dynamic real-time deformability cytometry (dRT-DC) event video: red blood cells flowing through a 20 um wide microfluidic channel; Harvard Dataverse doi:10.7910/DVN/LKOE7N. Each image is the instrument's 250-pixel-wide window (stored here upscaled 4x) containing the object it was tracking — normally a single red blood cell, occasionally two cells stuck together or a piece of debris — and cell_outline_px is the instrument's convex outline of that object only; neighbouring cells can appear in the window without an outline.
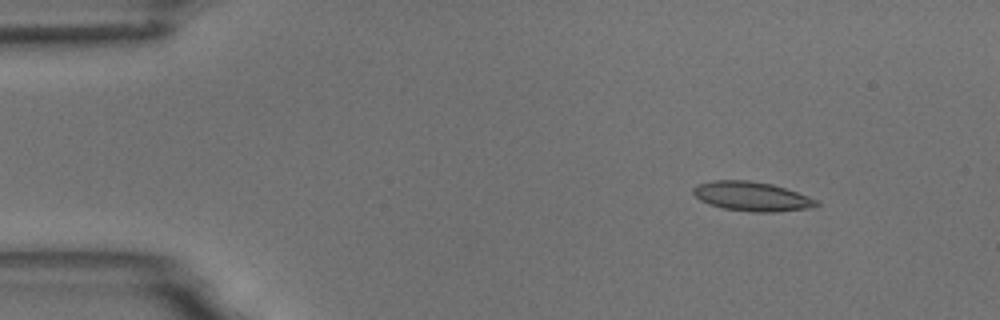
{"species": "common noctule bat (a hibernating species)", "species_latin": "Nyctalus noctula", "temperature_condition": "room temperature", "stored_images_in_passage": 6, "camera_frame_rate_fps": 3000, "um_per_image_px": 0.085, "animal": {"sex": "male", "body_mass_g": 18.8}, "frame": {"image": 1, "passage_image": 2, "time_ms": 1.0, "image_size_px": [1000, 320], "cell_outline_px": [[820, 204], [808, 208], [772, 212], [752, 212], [724, 208], [708, 204], [700, 200], [692, 192], [692, 188], [696, 184], [712, 180], [748, 180], [772, 184], [820, 200]], "centroid_in_image_um": [63.87, 16.68], "position_along_channel_um": 21.1, "area_um2": 21.04}}
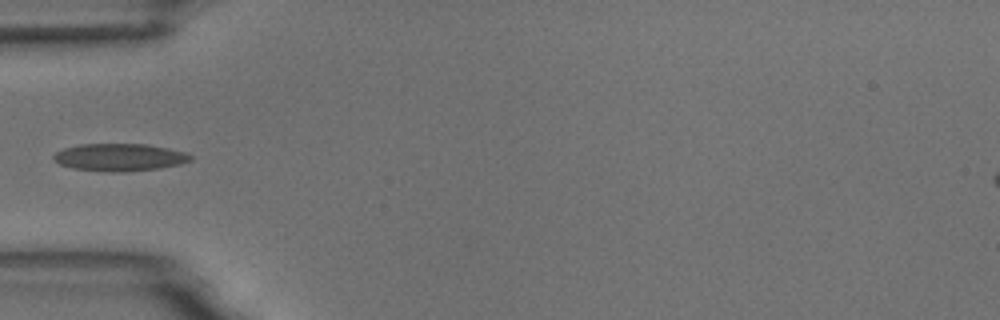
{"frame": {"image": 2, "passage_image": 5, "time_ms": 4.667, "image_size_px": [1000, 320], "cell_outline_px": [[192, 160], [180, 164], [160, 168], [124, 172], [112, 172], [72, 168], [60, 164], [52, 160], [52, 156], [56, 152], [64, 148], [80, 144], [148, 144], [184, 152], [192, 156]], "centroid_in_image_um": [10.14, 13.37], "position_along_channel_um": 74.9, "area_um2": 21.91}}
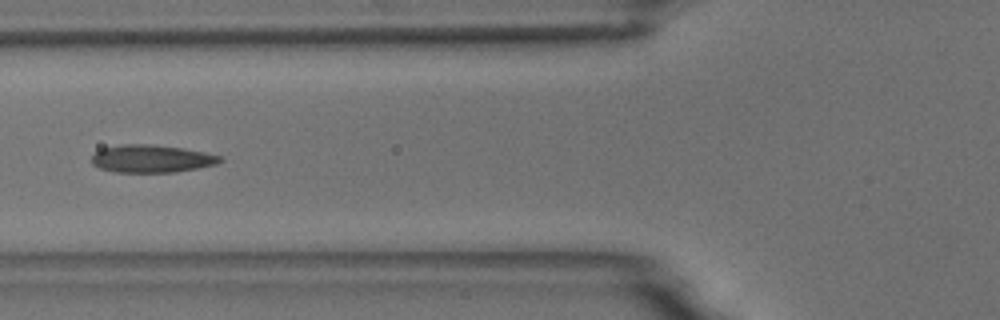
{"frame": {"image": 3, "passage_image": 6, "time_ms": 5.667, "image_size_px": [1000, 320], "cell_outline_px": [[224, 160], [216, 164], [176, 172], [112, 172], [100, 168], [92, 164], [92, 156], [100, 148], [124, 144], [152, 144], [184, 148], [204, 152], [220, 156]], "centroid_in_image_um": [12.86, 13.48], "position_along_channel_um": 112.9, "area_um2": 20.75}}